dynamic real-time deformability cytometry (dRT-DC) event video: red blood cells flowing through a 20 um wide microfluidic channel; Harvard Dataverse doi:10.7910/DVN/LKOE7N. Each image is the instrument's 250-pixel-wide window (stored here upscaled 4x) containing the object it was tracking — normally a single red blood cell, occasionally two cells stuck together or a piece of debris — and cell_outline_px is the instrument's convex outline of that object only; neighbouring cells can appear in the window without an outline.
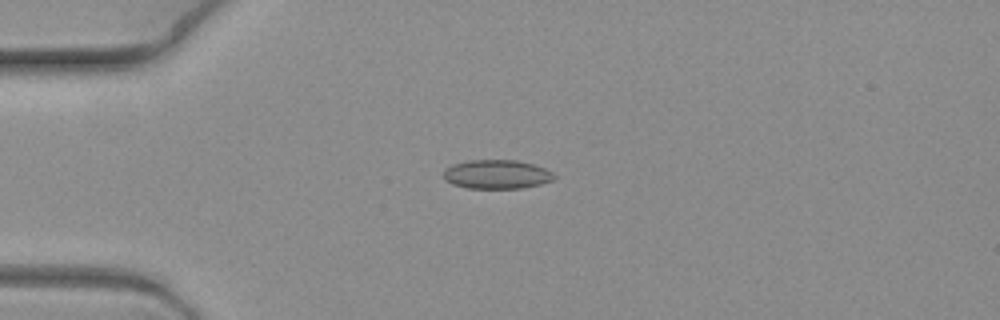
{"species": "common noctule bat (a hibernating species)", "species_latin": "Nyctalus noctula", "temperature_condition": "warm", "stored_images_in_passage": 4, "camera_frame_rate_fps": 3000, "um_per_image_px": 0.085, "animal": {"sex": "female", "body_mass_g": 19.3, "forearm_length_mm": 54.1}, "frame": {"image": 1, "passage_image": 1, "time_ms": 0.0, "image_size_px": [1000, 320], "cell_outline_px": [[556, 176], [552, 180], [540, 184], [520, 188], [468, 188], [452, 184], [444, 180], [444, 168], [452, 164], [468, 160], [516, 160], [532, 164], [544, 168], [552, 172]], "centroid_in_image_um": [42.18, 14.81], "position_along_channel_um": 42.8, "area_um2": 18.67}}
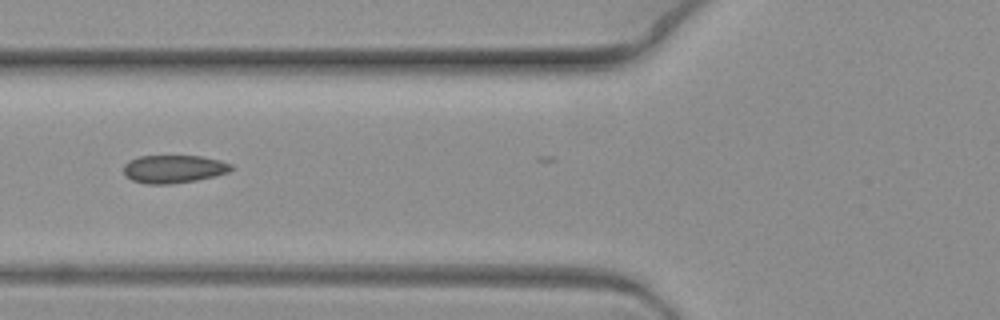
{"frame": {"image": 2, "passage_image": 3, "time_ms": 0.667, "image_size_px": [1000, 320], "cell_outline_px": [[232, 168], [228, 172], [196, 180], [168, 184], [144, 184], [132, 180], [124, 172], [124, 164], [140, 156], [200, 156], [220, 160], [232, 164]], "centroid_in_image_um": [14.76, 14.36], "position_along_channel_um": 111.0, "area_um2": 17.28}}